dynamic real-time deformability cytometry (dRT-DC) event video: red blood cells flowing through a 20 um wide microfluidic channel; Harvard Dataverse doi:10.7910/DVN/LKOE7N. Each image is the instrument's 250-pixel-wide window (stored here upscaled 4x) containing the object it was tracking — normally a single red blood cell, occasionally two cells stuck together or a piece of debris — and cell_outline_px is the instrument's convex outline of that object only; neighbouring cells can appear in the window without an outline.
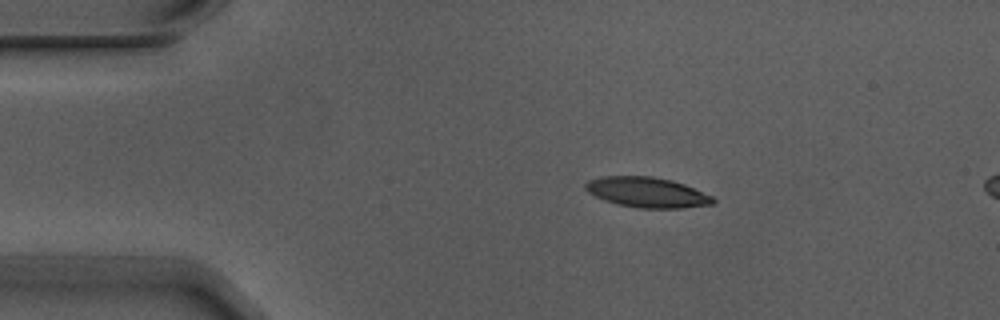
{"species": "Egyptian fruit bat (a non-hibernating species)", "species_latin": "Rousettus aegyptiacus", "temperature_condition": "warm", "stored_images_in_passage": 3, "camera_frame_rate_fps": 3000, "um_per_image_px": 0.085, "animal": {"sex": "male"}, "frame": {"image": 1, "passage_image": 1, "time_ms": 0.0, "image_size_px": [1000, 320], "cell_outline_px": [[716, 200], [712, 204], [680, 208], [640, 208], [616, 204], [604, 200], [588, 192], [584, 188], [584, 184], [588, 180], [604, 176], [652, 176], [672, 180], [684, 184], [712, 196]], "centroid_in_image_um": [54.97, 16.34], "position_along_channel_um": 30.0, "area_um2": 22.43}}